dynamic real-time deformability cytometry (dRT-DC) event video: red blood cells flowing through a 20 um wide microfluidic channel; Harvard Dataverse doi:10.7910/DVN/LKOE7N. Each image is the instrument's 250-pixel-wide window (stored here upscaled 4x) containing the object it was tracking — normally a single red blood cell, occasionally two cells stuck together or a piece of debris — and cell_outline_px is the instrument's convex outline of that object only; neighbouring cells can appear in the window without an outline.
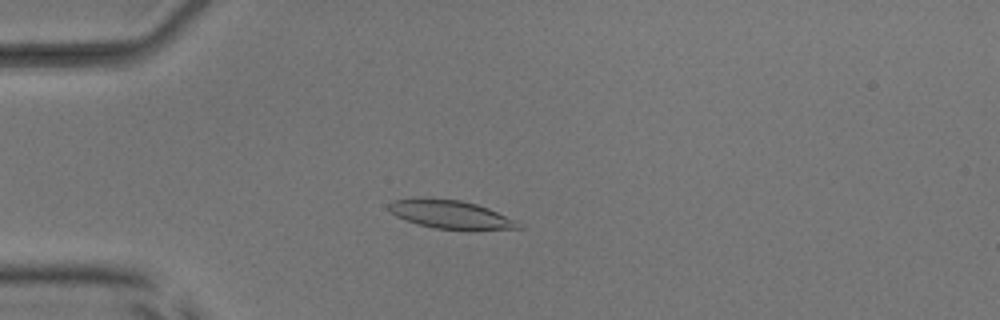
{"species": "common noctule bat (a hibernating species)", "species_latin": "Nyctalus noctula", "temperature_condition": "room temperature", "stored_images_in_passage": 53, "camera_frame_rate_fps": 3000, "um_per_image_px": 0.085, "animal": {"sex": "male", "body_mass_g": 17.9, "forearm_length_mm": 54.2}, "frame": {"image": 1, "passage_image": 15, "time_ms": 4.667, "image_size_px": [1000, 320], "cell_outline_px": [[524, 228], [468, 232], [436, 228], [404, 220], [396, 216], [388, 208], [388, 204], [392, 200], [412, 196], [416, 196], [460, 200], [476, 204], [488, 208], [516, 220]], "centroid_in_image_um": [38.31, 18.24], "position_along_channel_um": 46.7, "area_um2": 22.37}}
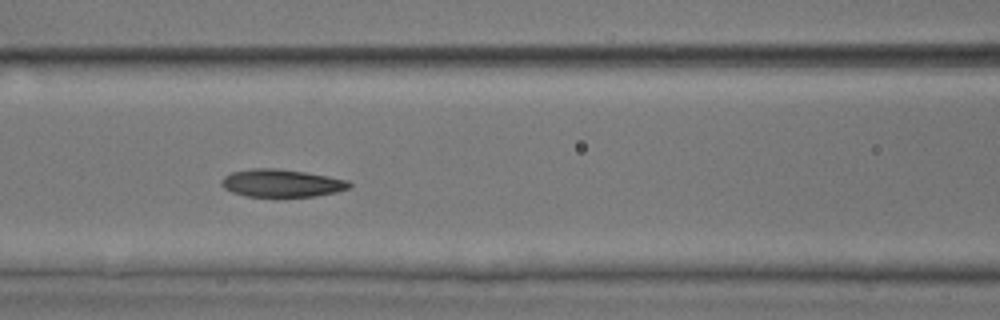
{"frame": {"image": 2, "passage_image": 24, "time_ms": 7.667, "image_size_px": [1000, 320], "cell_outline_px": [[352, 184], [348, 188], [336, 192], [316, 196], [244, 196], [232, 192], [224, 188], [220, 184], [220, 180], [224, 176], [232, 172], [252, 168], [276, 168], [304, 172], [328, 176], [348, 180]], "centroid_in_image_um": [23.9, 15.56], "position_along_channel_um": 142.7, "area_um2": 20.58}}
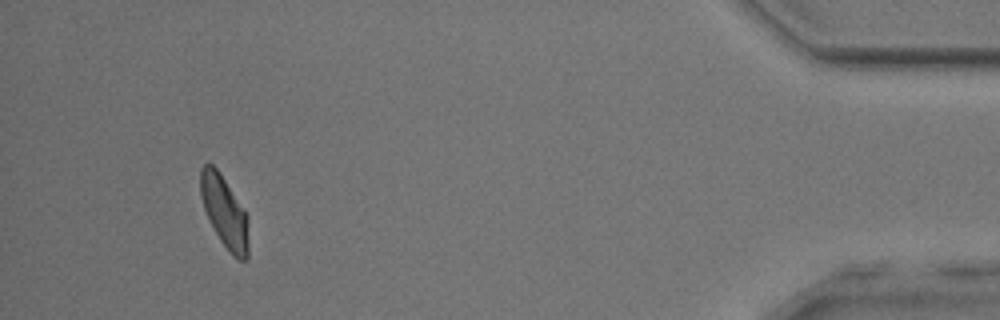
{"frame": {"image": 3, "passage_image": 50, "time_ms": 16.333, "image_size_px": [1000, 320], "cell_outline_px": [[248, 260], [240, 260], [232, 256], [220, 240], [204, 208], [200, 196], [200, 168], [204, 164], [212, 164], [216, 168], [248, 216]], "centroid_in_image_um": [19.08, 18.04], "position_along_channel_um": 416.1, "area_um2": 19.71}, "authors_computed_cell_mechanics": {"area_um2": 21.1548, "velocity_mm_per_s": 3.9197, "shape_relaxation_time_tau1_ms": 2.9852, "shape_relaxation_time_tau2_ms": 1.8149, "deformation_change_tau1": 0.1521, "deformation_change_tau2": 0.0865}}